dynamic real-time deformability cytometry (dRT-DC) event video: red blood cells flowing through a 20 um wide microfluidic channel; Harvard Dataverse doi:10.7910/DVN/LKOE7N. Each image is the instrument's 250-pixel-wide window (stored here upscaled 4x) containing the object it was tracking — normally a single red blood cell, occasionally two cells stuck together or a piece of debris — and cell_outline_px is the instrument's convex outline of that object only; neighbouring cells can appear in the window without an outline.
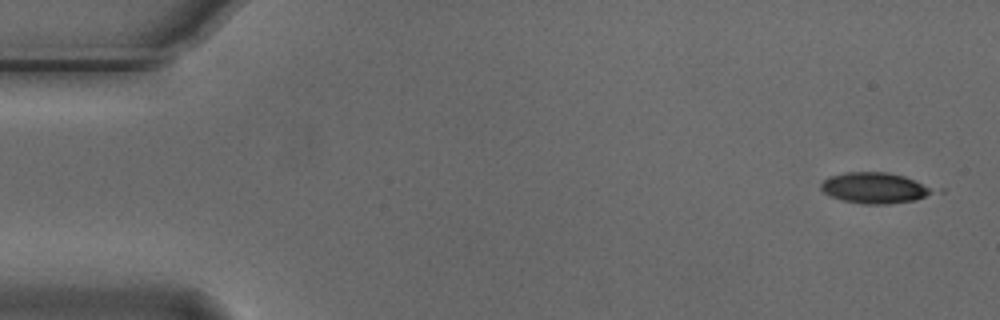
{"species": "Egyptian fruit bat (a non-hibernating species)", "species_latin": "Rousettus aegyptiacus", "temperature_condition": "cold", "stored_images_in_passage": 6, "camera_frame_rate_fps": 3000, "um_per_image_px": 0.085, "animal": {"sex": "male"}, "frame": {"image": 1, "passage_image": 1, "time_ms": 0.0, "image_size_px": [1000, 320], "cell_outline_px": [[932, 192], [916, 200], [888, 204], [864, 204], [844, 200], [832, 196], [824, 192], [820, 188], [820, 184], [828, 176], [844, 172], [888, 172], [904, 176], [928, 188]], "centroid_in_image_um": [74.23, 15.96], "position_along_channel_um": 10.8, "area_um2": 19.59}}
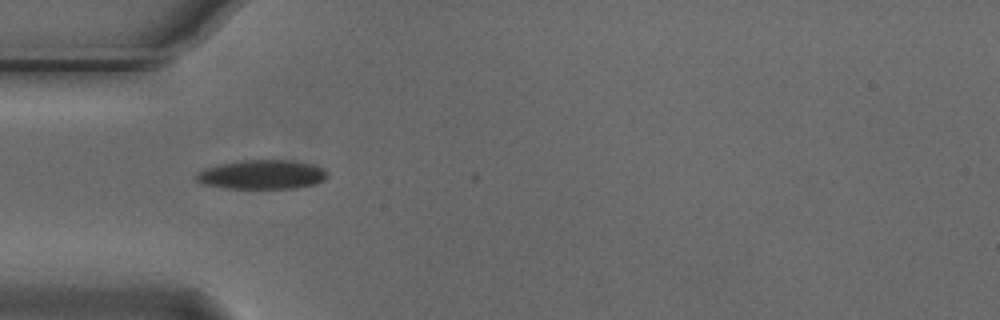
{"frame": {"image": 2, "passage_image": 5, "time_ms": 1.333, "image_size_px": [1000, 320], "cell_outline_px": [[328, 176], [324, 180], [316, 184], [296, 188], [224, 188], [204, 184], [196, 180], [196, 172], [204, 168], [216, 164], [240, 160], [292, 160], [312, 164], [324, 168], [328, 172]], "centroid_in_image_um": [22.27, 14.83], "position_along_channel_um": 62.7, "area_um2": 22.6}}
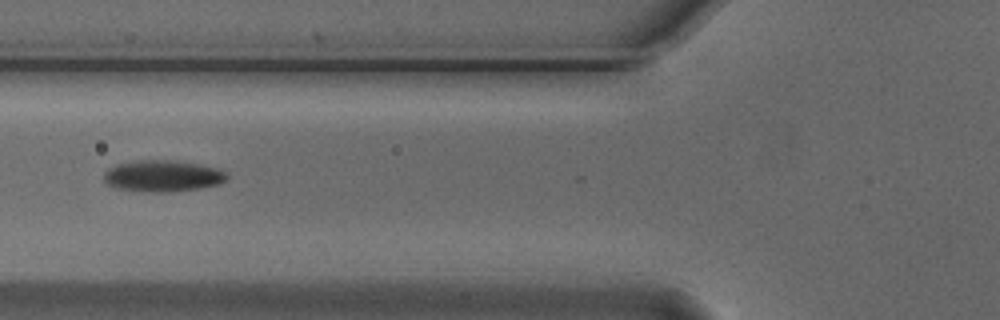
{"frame": {"image": 3, "passage_image": 6, "time_ms": 1.667, "image_size_px": [1000, 320], "cell_outline_px": [[228, 180], [220, 184], [200, 188], [168, 192], [152, 192], [116, 188], [104, 184], [104, 172], [108, 168], [116, 164], [140, 160], [172, 160], [196, 164], [216, 168], [228, 172]], "centroid_in_image_um": [13.83, 14.96], "position_along_channel_um": 112.0, "area_um2": 22.66}}